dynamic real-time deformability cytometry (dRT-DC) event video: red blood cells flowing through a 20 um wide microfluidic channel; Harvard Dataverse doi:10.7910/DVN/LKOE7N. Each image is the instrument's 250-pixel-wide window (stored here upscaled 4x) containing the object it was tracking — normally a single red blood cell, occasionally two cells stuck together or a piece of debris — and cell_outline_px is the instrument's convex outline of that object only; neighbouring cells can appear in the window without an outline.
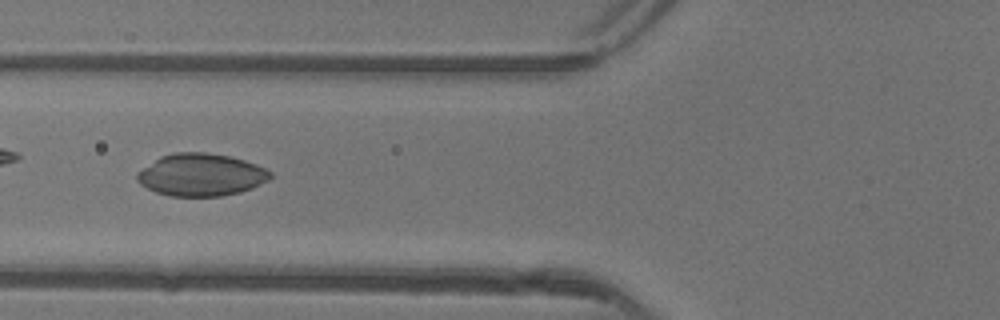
{"species": "common noctule bat (a hibernating species)", "species_latin": "Nyctalus noctula", "temperature_condition": "warm", "stored_images_in_passage": 49, "camera_frame_rate_fps": 3000, "um_per_image_px": 0.085, "animal": {"sex": "female"}, "frame": {"image": 1, "passage_image": 20, "time_ms": 6.333, "image_size_px": [1000, 320], "cell_outline_px": [[272, 176], [268, 180], [252, 188], [240, 192], [220, 196], [168, 196], [156, 192], [140, 184], [136, 180], [136, 172], [160, 156], [172, 152], [204, 152], [232, 156], [256, 164], [272, 172]], "centroid_in_image_um": [17.07, 14.85], "position_along_channel_um": 108.7, "area_um2": 33.12}}
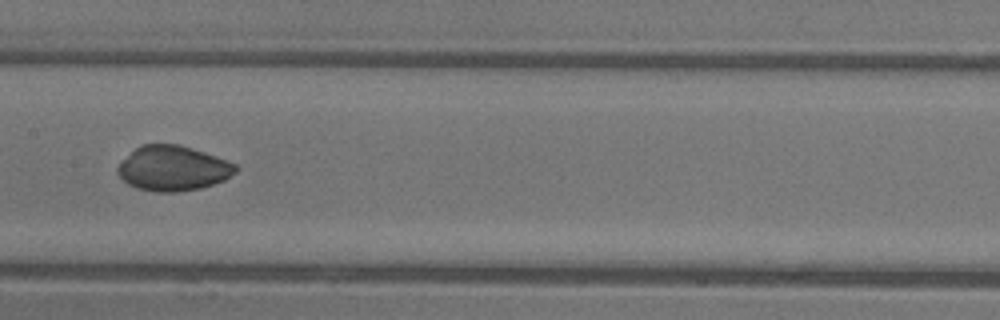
{"frame": {"image": 2, "passage_image": 26, "time_ms": 8.333, "image_size_px": [1000, 320], "cell_outline_px": [[240, 168], [236, 172], [224, 180], [200, 188], [176, 192], [156, 192], [136, 188], [128, 184], [116, 172], [116, 168], [140, 144], [180, 144], [216, 156], [236, 164]], "centroid_in_image_um": [14.72, 14.31], "position_along_channel_um": 192.7, "area_um2": 30.81}}
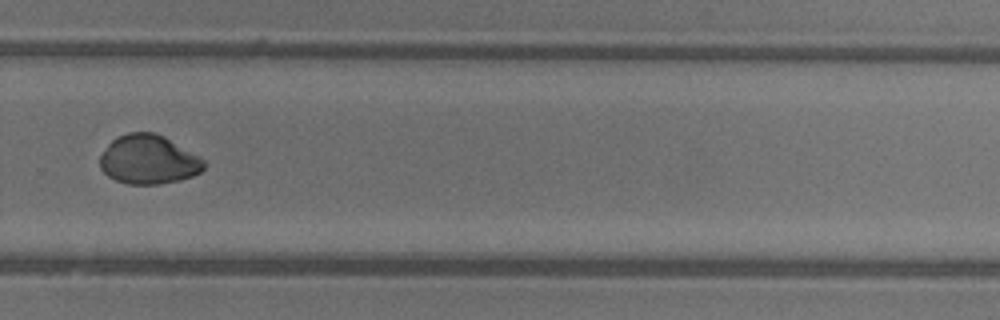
{"frame": {"image": 3, "passage_image": 35, "time_ms": 11.333, "image_size_px": [1000, 320], "cell_outline_px": [[204, 168], [200, 172], [192, 176], [180, 180], [160, 184], [128, 184], [116, 180], [108, 176], [100, 168], [100, 156], [108, 144], [112, 140], [128, 132], [156, 132], [164, 136], [200, 156], [204, 160]], "centroid_in_image_um": [12.63, 13.56], "position_along_channel_um": 317.2, "area_um2": 29.77}}